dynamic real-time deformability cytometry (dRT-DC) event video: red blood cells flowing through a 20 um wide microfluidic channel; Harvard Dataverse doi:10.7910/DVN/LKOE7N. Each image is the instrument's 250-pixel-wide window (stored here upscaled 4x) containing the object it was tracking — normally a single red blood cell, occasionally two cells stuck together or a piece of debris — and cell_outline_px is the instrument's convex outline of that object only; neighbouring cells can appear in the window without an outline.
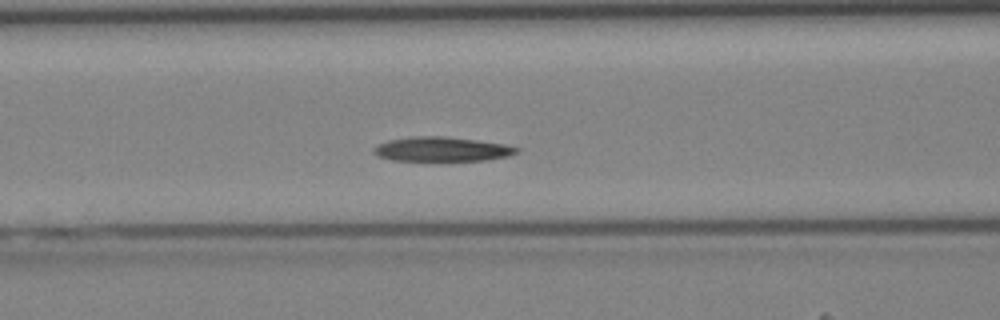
{"species": "Egyptian fruit bat (a non-hibernating species)", "species_latin": "Rousettus aegyptiacus", "temperature_condition": "cold", "stored_images_in_passage": 29, "camera_frame_rate_fps": 3000, "um_per_image_px": 0.085, "animal": {"sex": "female"}, "frame": {"image": 1, "passage_image": 10, "time_ms": 3.0, "image_size_px": [1000, 320], "cell_outline_px": [[520, 152], [508, 156], [484, 160], [392, 160], [376, 156], [372, 152], [372, 148], [388, 140], [412, 136], [444, 136], [476, 140], [504, 144], [520, 148]], "centroid_in_image_um": [37.54, 12.67], "position_along_channel_um": 129.1, "area_um2": 20.29}}
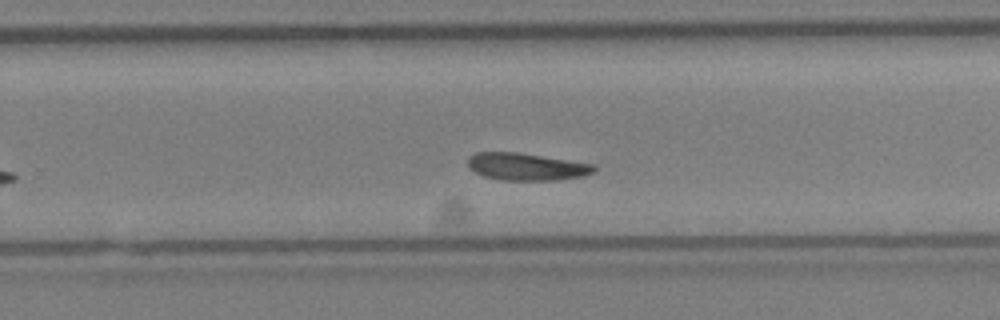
{"frame": {"image": 2, "passage_image": 20, "time_ms": 6.333, "image_size_px": [1000, 320], "cell_outline_px": [[596, 172], [584, 176], [556, 180], [500, 180], [484, 176], [468, 168], [468, 156], [476, 152], [516, 152], [596, 164]], "centroid_in_image_um": [44.77, 14.17], "position_along_channel_um": 285.0, "area_um2": 20.23}}
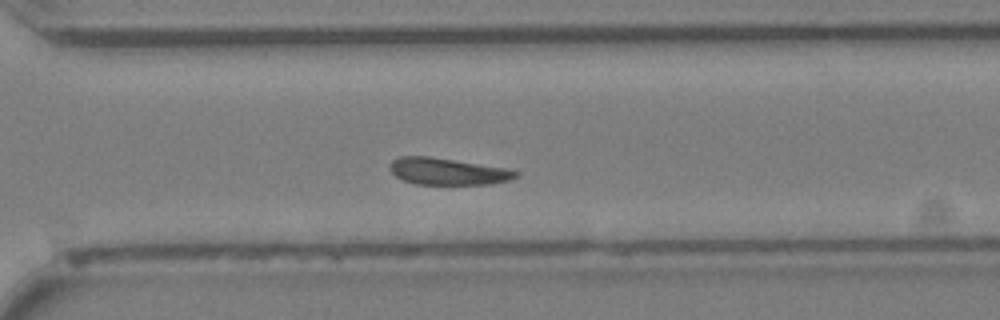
{"frame": {"image": 3, "passage_image": 23, "time_ms": 7.333, "image_size_px": [1000, 320], "cell_outline_px": [[516, 176], [508, 180], [492, 184], [416, 184], [404, 180], [396, 176], [388, 168], [388, 164], [392, 160], [400, 156], [428, 156], [508, 168], [516, 172]], "centroid_in_image_um": [37.99, 14.56], "position_along_channel_um": 332.6, "area_um2": 19.54}}